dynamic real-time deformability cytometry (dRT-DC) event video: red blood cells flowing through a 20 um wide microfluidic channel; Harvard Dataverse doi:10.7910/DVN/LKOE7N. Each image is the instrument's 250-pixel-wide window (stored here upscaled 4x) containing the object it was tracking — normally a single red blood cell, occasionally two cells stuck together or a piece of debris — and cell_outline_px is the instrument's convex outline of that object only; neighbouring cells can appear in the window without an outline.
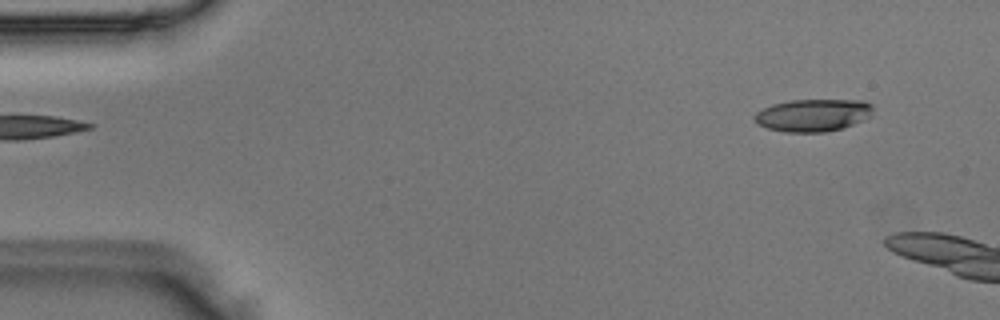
{"species": "Egyptian fruit bat (a non-hibernating species)", "species_latin": "Rousettus aegyptiacus", "temperature_condition": "room temperature", "stored_images_in_passage": 3, "camera_frame_rate_fps": 3000, "um_per_image_px": 0.085, "animal": {"sex": "male"}, "frame": {"image": 1, "passage_image": 1, "time_ms": 0.0, "image_size_px": [1000, 320], "cell_outline_px": [[872, 116], [852, 124], [828, 132], [784, 132], [768, 128], [756, 124], [752, 120], [752, 116], [756, 112], [772, 104], [788, 100], [864, 100], [872, 104]], "centroid_in_image_um": [69.06, 9.78], "position_along_channel_um": 15.9, "area_um2": 22.6}}